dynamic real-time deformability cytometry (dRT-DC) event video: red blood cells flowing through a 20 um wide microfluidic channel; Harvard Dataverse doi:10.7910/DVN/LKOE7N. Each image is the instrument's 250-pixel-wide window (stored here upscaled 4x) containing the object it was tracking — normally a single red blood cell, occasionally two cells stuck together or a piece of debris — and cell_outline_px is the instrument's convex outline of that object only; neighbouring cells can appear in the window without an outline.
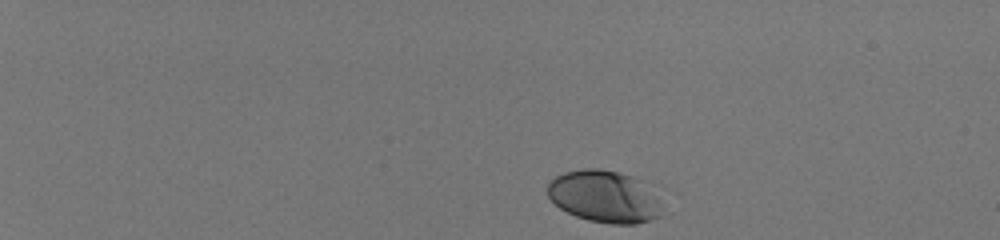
{"species": "human", "species_latin": "Homo sapiens", "temperature_condition": "room temperature", "stored_images_in_passage": 42, "camera_frame_rate_fps": 3000, "um_per_image_px": 0.085, "donor": {"sex": "male"}, "frame": {"image": 1, "passage_image": 1, "time_ms": 0.0, "image_size_px": [1000, 240], "cell_outline_px": [[660, 216], [636, 224], [612, 224], [588, 220], [576, 216], [560, 208], [548, 196], [548, 184], [556, 176], [564, 172], [580, 168], [600, 168], [616, 172], [628, 176], [636, 180], [652, 200]], "centroid_in_image_um": [51.17, 16.71], "position_along_channel_um": 33.8, "area_um2": 33.0}}
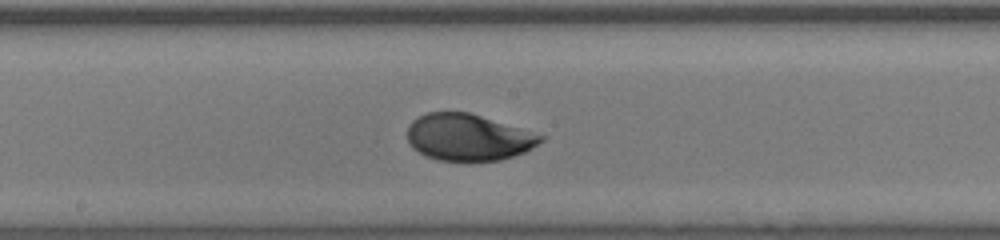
{"frame": {"image": 2, "passage_image": 24, "time_ms": 7.667, "image_size_px": [1000, 240], "cell_outline_px": [[548, 136], [544, 140], [532, 148], [524, 152], [500, 160], [472, 164], [464, 164], [436, 160], [424, 156], [412, 148], [408, 140], [408, 124], [412, 120], [428, 112], [468, 112]], "centroid_in_image_um": [39.8, 11.72], "position_along_channel_um": 208.4, "area_um2": 37.28}}
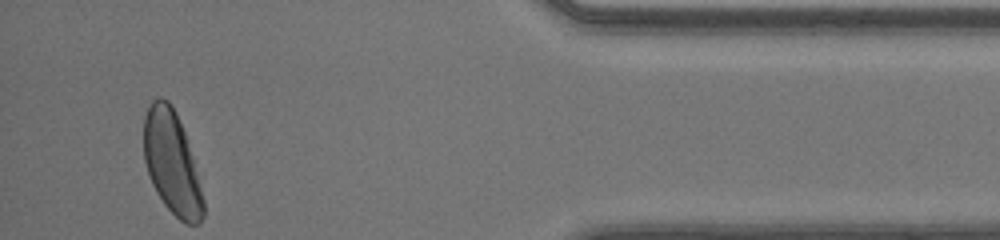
{"frame": {"image": 3, "passage_image": 42, "time_ms": 13.667, "image_size_px": [1000, 240], "cell_outline_px": [[204, 216], [200, 224], [184, 224], [164, 204], [156, 192], [152, 184], [144, 160], [144, 116], [148, 104], [156, 96], [160, 96], [168, 100], [172, 104], [176, 112], [184, 132], [192, 156], [204, 200]], "centroid_in_image_um": [14.59, 13.81], "position_along_channel_um": 420.6, "area_um2": 35.72}, "authors_computed_cell_mechanics": {"area_um2": 36.5007, "velocity_mm_per_s": 4.1087, "shape_relaxation_time_tau1_ms": 2.5066, "shape_relaxation_time_tau2_ms": null, "deformation_change_tau1": 0.1366, "deformation_change_tau2": null}}